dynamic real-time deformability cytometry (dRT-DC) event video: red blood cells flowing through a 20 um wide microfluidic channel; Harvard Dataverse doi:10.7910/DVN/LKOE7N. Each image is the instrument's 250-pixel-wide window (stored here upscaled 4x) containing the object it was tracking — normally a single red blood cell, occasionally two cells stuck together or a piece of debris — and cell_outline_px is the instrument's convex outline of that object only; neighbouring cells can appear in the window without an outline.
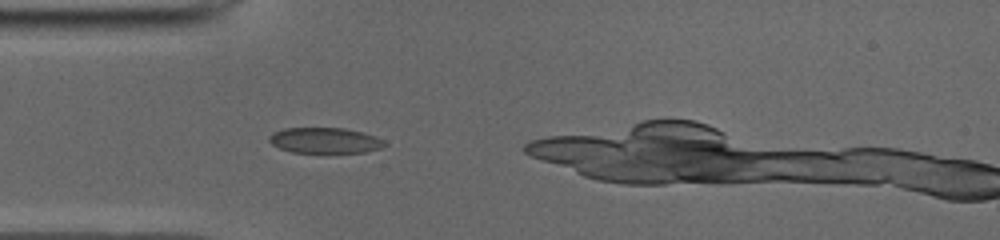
{"species": "common noctule bat (a hibernating species)", "species_latin": "Nyctalus noctula", "temperature_condition": "cold", "stored_images_in_passage": 9, "camera_frame_rate_fps": 3000, "um_per_image_px": 0.085, "animal": {"sex": "male", "body_mass_g": 19.0, "forearm_length_mm": 50.8}, "frame": {"image": 1, "passage_image": 2, "time_ms": 0.333, "image_size_px": [1000, 240], "cell_outline_px": [[388, 144], [380, 148], [364, 152], [292, 152], [280, 148], [272, 144], [268, 140], [268, 136], [272, 132], [284, 128], [344, 128], [376, 136], [384, 140]], "centroid_in_image_um": [27.6, 11.93], "position_along_channel_um": 57.4, "area_um2": 17.17}}
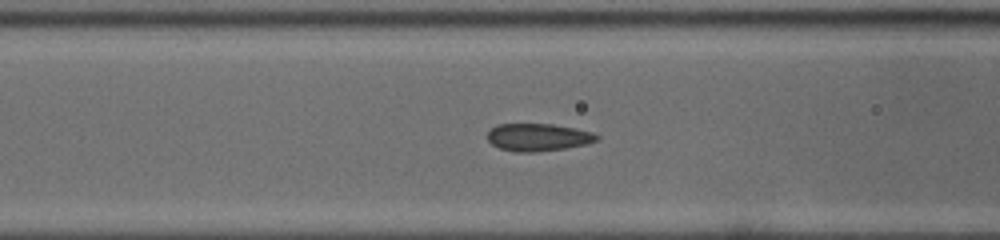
{"frame": {"image": 2, "passage_image": 7, "time_ms": 2.0, "image_size_px": [1000, 240], "cell_outline_px": [[600, 140], [588, 144], [564, 148], [536, 152], [516, 152], [500, 148], [492, 144], [488, 140], [488, 132], [496, 124], [552, 124], [576, 128], [592, 132], [600, 136]], "centroid_in_image_um": [45.78, 11.66], "position_along_channel_um": 120.8, "area_um2": 17.63}}